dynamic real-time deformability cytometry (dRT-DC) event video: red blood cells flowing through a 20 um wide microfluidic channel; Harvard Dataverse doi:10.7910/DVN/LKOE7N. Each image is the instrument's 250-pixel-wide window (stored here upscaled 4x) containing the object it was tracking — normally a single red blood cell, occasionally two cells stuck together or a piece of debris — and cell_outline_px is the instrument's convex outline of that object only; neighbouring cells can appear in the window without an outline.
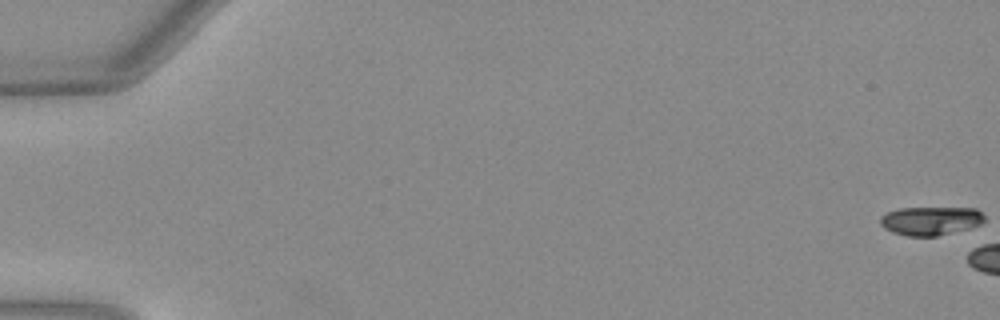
{"species": "Egyptian fruit bat (a non-hibernating species)", "species_latin": "Rousettus aegyptiacus", "temperature_condition": "warm", "stored_images_in_passage": 5, "camera_frame_rate_fps": 3000, "um_per_image_px": 0.085, "animal": {"sex": "female"}, "frame": {"image": 1, "passage_image": 1, "time_ms": 0.0, "image_size_px": [1000, 320], "cell_outline_px": [[984, 220], [980, 224], [968, 228], [936, 236], [908, 236], [892, 232], [884, 228], [880, 224], [880, 216], [888, 212], [900, 208], [976, 208], [984, 216]], "centroid_in_image_um": [79.07, 18.76], "position_along_channel_um": 5.9, "area_um2": 17.22}}